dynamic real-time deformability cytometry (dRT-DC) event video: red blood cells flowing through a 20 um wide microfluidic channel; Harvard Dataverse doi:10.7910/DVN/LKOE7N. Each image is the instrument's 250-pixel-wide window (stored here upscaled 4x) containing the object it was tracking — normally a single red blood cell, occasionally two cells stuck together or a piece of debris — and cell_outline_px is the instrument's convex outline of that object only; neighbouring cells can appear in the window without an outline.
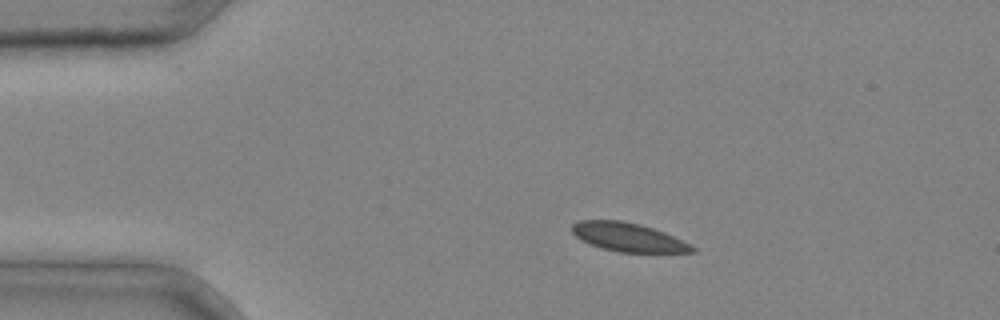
{"species": "common noctule bat (a hibernating species)", "species_latin": "Nyctalus noctula", "temperature_condition": "cold", "stored_images_in_passage": 2, "camera_frame_rate_fps": 3000, "um_per_image_px": 0.085, "animal": {"sex": "male", "body_mass_g": 20.4}, "frame": {"image": 1, "passage_image": 1, "time_ms": 0.0, "image_size_px": [1000, 320], "cell_outline_px": [[696, 252], [620, 252], [600, 248], [580, 240], [572, 232], [572, 224], [580, 220], [620, 220], [640, 224], [664, 232], [696, 248]], "centroid_in_image_um": [53.34, 20.16], "position_along_channel_um": 31.7, "area_um2": 19.88}}